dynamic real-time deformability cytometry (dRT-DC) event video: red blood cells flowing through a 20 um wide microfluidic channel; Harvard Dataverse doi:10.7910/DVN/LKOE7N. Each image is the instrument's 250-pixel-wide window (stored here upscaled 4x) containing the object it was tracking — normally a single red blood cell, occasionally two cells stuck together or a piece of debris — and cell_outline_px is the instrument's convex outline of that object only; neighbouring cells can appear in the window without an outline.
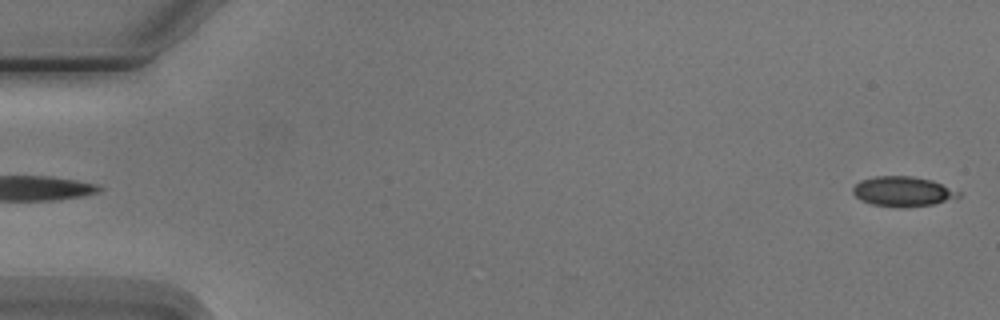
{"species": "Egyptian fruit bat (a non-hibernating species)", "species_latin": "Rousettus aegyptiacus", "temperature_condition": "cold", "stored_images_in_passage": 5, "segment_of_instrument_passage": [2, 2], "camera_frame_rate_fps": 3000, "um_per_image_px": 0.085, "animal": {"sex": "male"}, "frame": {"image": 1, "passage_image": 5, "time_ms": 4.667, "image_size_px": [1000, 320], "cell_outline_px": [[960, 196], [932, 204], [904, 208], [900, 208], [872, 204], [860, 200], [852, 192], [852, 188], [860, 180], [876, 176], [912, 176], [932, 180], [960, 192]], "centroid_in_image_um": [76.69, 16.27], "position_along_channel_um": 8.3, "area_um2": 18.32}}